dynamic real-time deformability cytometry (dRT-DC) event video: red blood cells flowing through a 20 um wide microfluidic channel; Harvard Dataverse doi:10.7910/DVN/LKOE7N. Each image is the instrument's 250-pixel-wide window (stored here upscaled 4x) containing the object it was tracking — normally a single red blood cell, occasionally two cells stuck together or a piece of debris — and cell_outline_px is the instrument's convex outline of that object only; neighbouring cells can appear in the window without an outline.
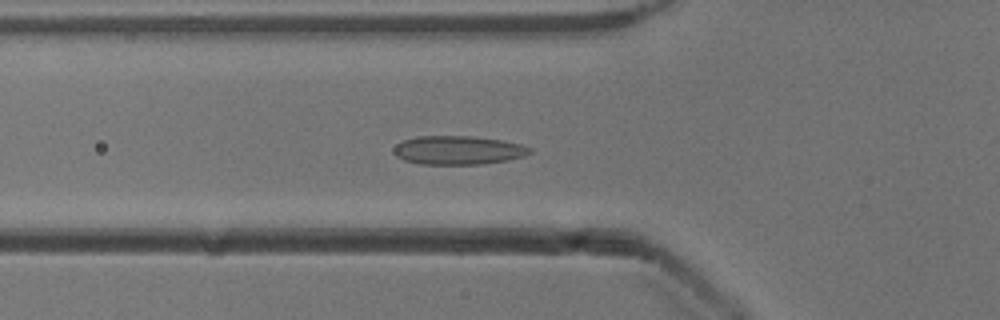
{"species": "common noctule bat (a hibernating species)", "species_latin": "Nyctalus noctula", "temperature_condition": "cold", "stored_images_in_passage": 44, "camera_frame_rate_fps": 3000, "um_per_image_px": 0.085, "animal": {"sex": "male", "body_mass_g": 13.3}, "frame": {"image": 1, "passage_image": 10, "time_ms": 3.0, "image_size_px": [1000, 320], "cell_outline_px": [[532, 152], [524, 156], [508, 160], [480, 164], [420, 164], [404, 160], [396, 156], [396, 144], [404, 140], [420, 136], [472, 136], [500, 140], [520, 144], [532, 148]], "centroid_in_image_um": [38.97, 12.77], "position_along_channel_um": 86.8, "area_um2": 22.54}}
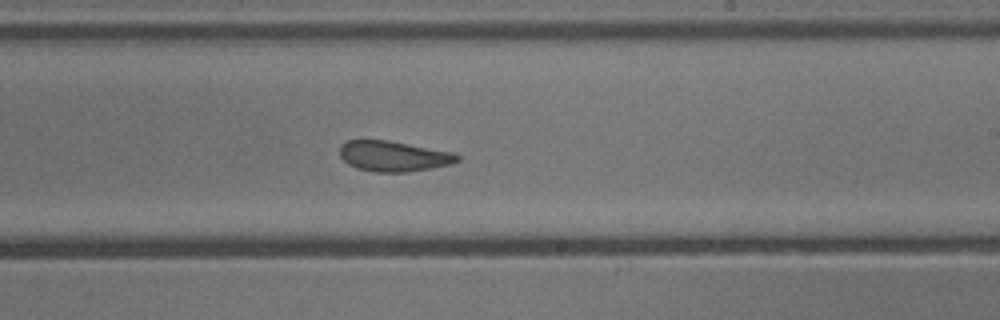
{"frame": {"image": 2, "passage_image": 23, "time_ms": 7.333, "image_size_px": [1000, 320], "cell_outline_px": [[460, 160], [452, 164], [432, 168], [408, 172], [376, 172], [356, 168], [348, 164], [340, 156], [340, 144], [348, 140], [388, 140], [452, 152], [460, 156]], "centroid_in_image_um": [33.45, 13.28], "position_along_channel_um": 255.6, "area_um2": 20.92}}
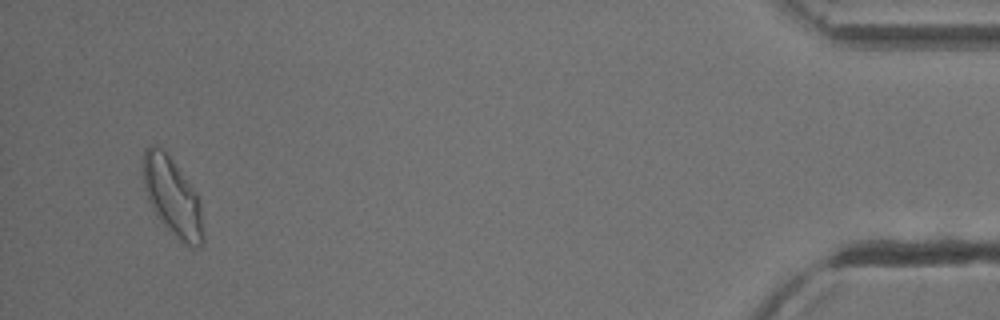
{"frame": {"image": 3, "passage_image": 42, "time_ms": 13.667, "image_size_px": [1000, 320], "cell_outline_px": [[204, 244], [196, 248], [192, 248], [184, 244], [156, 216], [148, 200], [144, 188], [144, 148], [148, 144], [156, 144], [172, 160], [196, 192], [200, 204], [204, 236]], "centroid_in_image_um": [14.67, 16.76], "position_along_channel_um": 420.5, "area_um2": 27.05}, "authors_computed_cell_mechanics": {"area_um2": 22.6287, "velocity_mm_per_s": 3.8768, "shape_relaxation_time_tau1_ms": 11.2969, "shape_relaxation_time_tau2_ms": 1.4845, "deformation_change_tau1": 0.1694, "deformation_change_tau2": 0.0845}}